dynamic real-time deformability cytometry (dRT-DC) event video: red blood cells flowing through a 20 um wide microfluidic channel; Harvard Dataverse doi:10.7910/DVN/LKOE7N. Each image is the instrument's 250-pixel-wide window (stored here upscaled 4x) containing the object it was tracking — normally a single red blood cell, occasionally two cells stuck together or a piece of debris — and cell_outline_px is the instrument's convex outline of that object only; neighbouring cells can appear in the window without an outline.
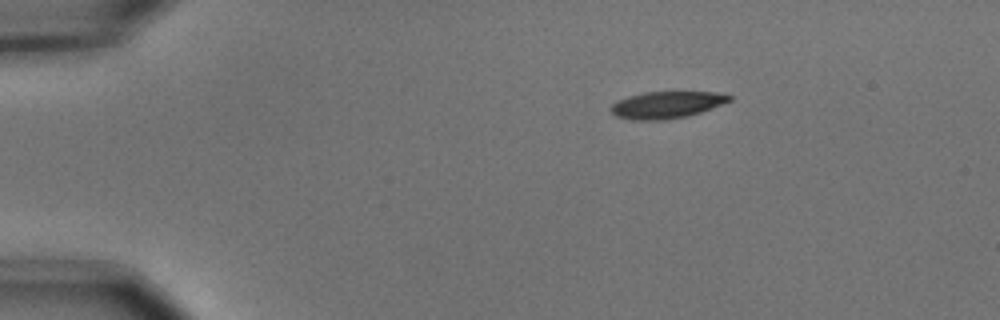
{"species": "common noctule bat (a hibernating species)", "species_latin": "Nyctalus noctula", "temperature_condition": "cold", "stored_images_in_passage": 3, "camera_frame_rate_fps": 3000, "um_per_image_px": 0.085, "animal": {"sex": "male", "body_mass_g": 15.6}, "frame": {"image": 1, "passage_image": 1, "time_ms": 0.0, "image_size_px": [1000, 320], "cell_outline_px": [[732, 100], [712, 108], [688, 116], [664, 120], [632, 120], [616, 116], [608, 108], [616, 100], [628, 96], [644, 92], [712, 92], [732, 96]], "centroid_in_image_um": [56.62, 8.91], "position_along_channel_um": 28.4, "area_um2": 18.61}}